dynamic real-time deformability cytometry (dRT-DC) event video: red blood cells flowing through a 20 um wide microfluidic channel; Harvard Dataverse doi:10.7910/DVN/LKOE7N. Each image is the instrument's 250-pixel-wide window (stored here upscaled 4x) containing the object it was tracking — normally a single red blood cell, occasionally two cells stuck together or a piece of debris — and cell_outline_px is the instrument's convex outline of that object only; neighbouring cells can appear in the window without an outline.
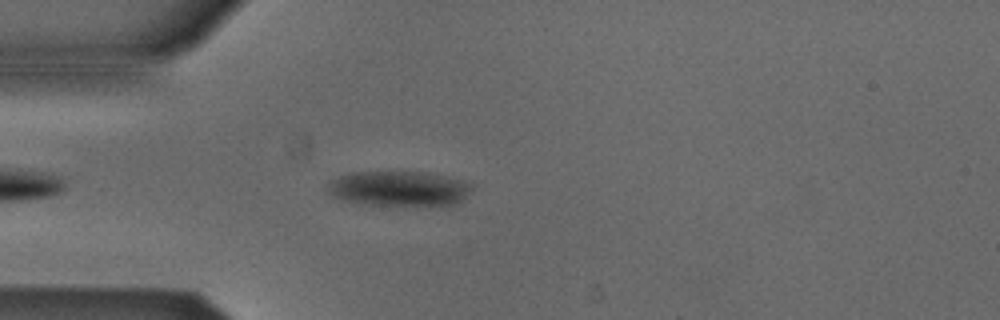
{"species": "Egyptian fruit bat (a non-hibernating species)", "species_latin": "Rousettus aegyptiacus", "temperature_condition": "cold", "stored_images_in_passage": 42, "camera_frame_rate_fps": 3000, "um_per_image_px": 0.085, "animal": {"sex": "male"}, "frame": {"image": 1, "passage_image": 4, "time_ms": 1.0, "image_size_px": [1000, 320], "cell_outline_px": [[472, 188], [460, 200], [444, 208], [352, 204], [332, 196], [328, 192], [328, 180], [352, 172], [428, 172], [460, 180], [472, 184]], "centroid_in_image_um": [33.87, 16.08], "position_along_channel_um": 51.1, "area_um2": 30.4}}
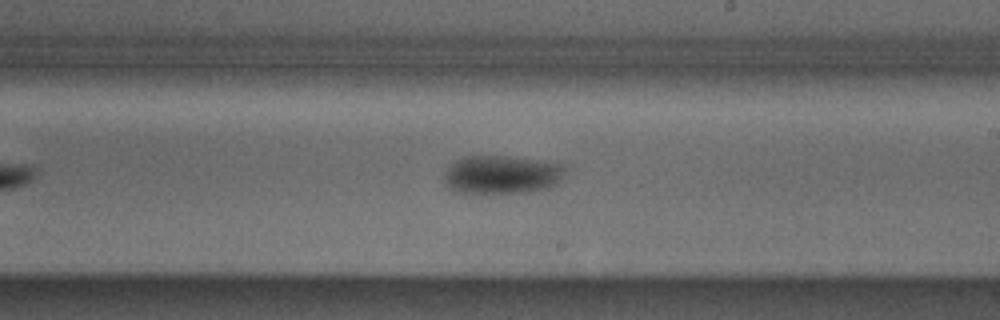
{"frame": {"image": 2, "passage_image": 20, "time_ms": 6.333, "image_size_px": [1000, 320], "cell_outline_px": [[568, 164], [560, 180], [556, 184], [548, 188], [524, 192], [456, 192], [448, 188], [444, 184], [444, 172], [456, 160], [464, 156], [504, 156], [540, 160]], "centroid_in_image_um": [42.66, 14.83], "position_along_channel_um": 246.3, "area_um2": 27.11}}
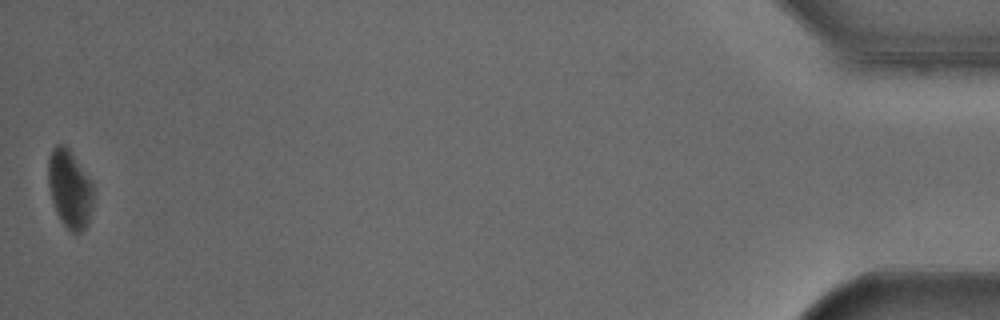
{"frame": {"image": 3, "passage_image": 42, "time_ms": 13.667, "image_size_px": [1000, 320], "cell_outline_px": [[92, 208], [88, 224], [80, 232], [72, 232], [60, 220], [56, 212], [52, 200], [48, 184], [48, 156], [52, 148], [56, 144], [60, 144], [68, 148], [92, 180]], "centroid_in_image_um": [5.92, 16.03], "position_along_channel_um": 429.3, "area_um2": 20.52}, "authors_computed_cell_mechanics": {"area_um2": 27.3683, "velocity_mm_per_s": 3.8498, "shape_relaxation_time_tau1_ms": 5.2408, "shape_relaxation_time_tau2_ms": null, "deformation_change_tau1": 0.0993, "deformation_change_tau2": null}}